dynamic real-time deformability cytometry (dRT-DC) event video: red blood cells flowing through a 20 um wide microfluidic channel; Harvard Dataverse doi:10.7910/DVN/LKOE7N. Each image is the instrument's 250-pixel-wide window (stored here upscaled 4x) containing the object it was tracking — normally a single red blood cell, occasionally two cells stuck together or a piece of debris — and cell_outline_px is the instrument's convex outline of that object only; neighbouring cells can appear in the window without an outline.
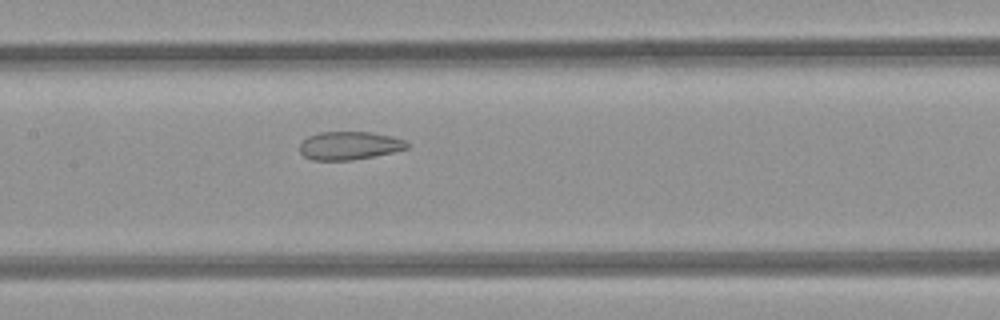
{"species": "common noctule bat (a hibernating species)", "species_latin": "Nyctalus noctula", "temperature_condition": "room temperature", "stored_images_in_passage": 37, "camera_frame_rate_fps": 3000, "um_per_image_px": 0.085, "animal": {"sex": "female", "body_mass_g": 21.9}, "frame": {"image": 1, "passage_image": 17, "time_ms": 5.333, "image_size_px": [1000, 320], "cell_outline_px": [[412, 144], [408, 148], [392, 152], [352, 160], [312, 160], [304, 156], [300, 152], [300, 144], [308, 136], [320, 132], [368, 132], [392, 136], [404, 140]], "centroid_in_image_um": [29.71, 12.37], "position_along_channel_um": 177.7, "area_um2": 17.57}}
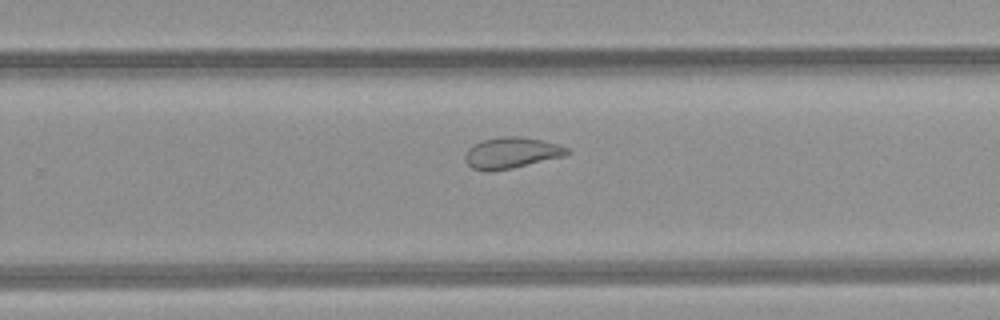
{"frame": {"image": 2, "passage_image": 25, "time_ms": 8.0, "image_size_px": [1000, 320], "cell_outline_px": [[568, 152], [564, 156], [512, 168], [472, 168], [464, 160], [464, 156], [468, 148], [484, 140], [500, 136], [516, 136], [540, 140], [556, 144], [568, 148]], "centroid_in_image_um": [43.48, 12.96], "position_along_channel_um": 286.3, "area_um2": 17.63}}
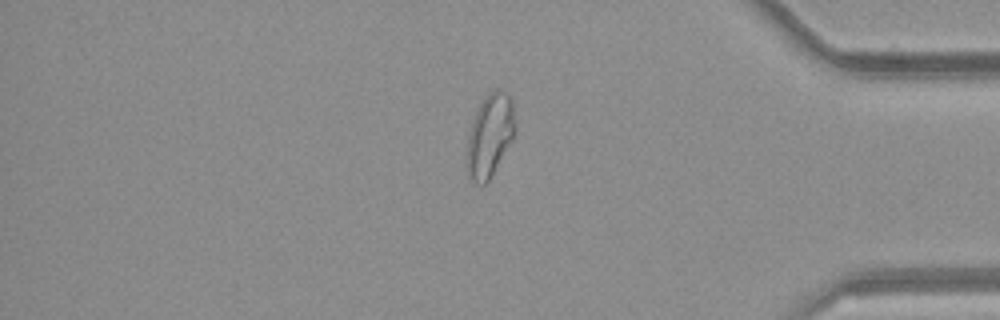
{"frame": {"image": 3, "passage_image": 35, "time_ms": 11.333, "image_size_px": [1000, 320], "cell_outline_px": [[512, 140], [488, 180], [484, 184], [480, 184], [472, 180], [468, 176], [468, 136], [472, 120], [484, 96], [488, 92], [496, 88], [500, 88], [508, 92], [512, 100]], "centroid_in_image_um": [41.61, 11.45], "position_along_channel_um": 393.6, "area_um2": 22.48}}